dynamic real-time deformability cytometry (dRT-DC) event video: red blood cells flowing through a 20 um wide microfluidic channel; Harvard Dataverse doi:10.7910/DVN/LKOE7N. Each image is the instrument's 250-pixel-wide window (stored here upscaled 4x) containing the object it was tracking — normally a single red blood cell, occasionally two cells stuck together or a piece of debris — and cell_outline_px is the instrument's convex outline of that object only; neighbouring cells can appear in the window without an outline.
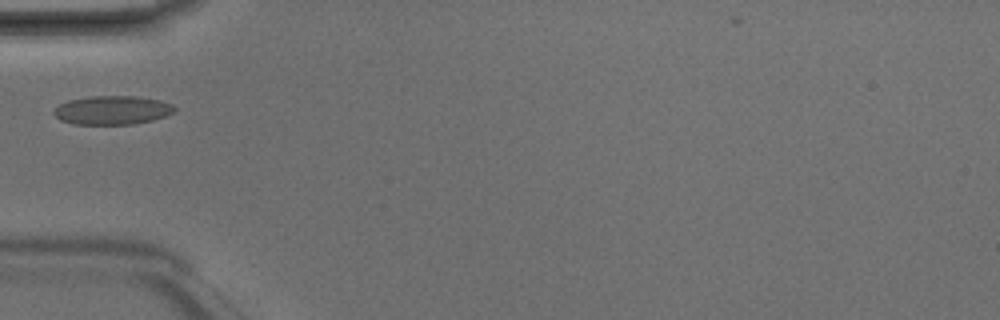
{"species": "Egyptian fruit bat (a non-hibernating species)", "species_latin": "Rousettus aegyptiacus", "temperature_condition": "room temperature", "stored_images_in_passage": 4, "camera_frame_rate_fps": 3000, "um_per_image_px": 0.085, "animal": {"sex": "male"}, "frame": {"image": 1, "passage_image": 3, "time_ms": 0.667, "image_size_px": [1000, 320], "cell_outline_px": [[176, 108], [172, 112], [164, 116], [152, 120], [132, 124], [72, 124], [60, 120], [52, 112], [60, 104], [68, 100], [92, 96], [136, 96], [160, 100], [172, 104]], "centroid_in_image_um": [9.53, 9.36], "position_along_channel_um": 75.5, "area_um2": 20.11}}